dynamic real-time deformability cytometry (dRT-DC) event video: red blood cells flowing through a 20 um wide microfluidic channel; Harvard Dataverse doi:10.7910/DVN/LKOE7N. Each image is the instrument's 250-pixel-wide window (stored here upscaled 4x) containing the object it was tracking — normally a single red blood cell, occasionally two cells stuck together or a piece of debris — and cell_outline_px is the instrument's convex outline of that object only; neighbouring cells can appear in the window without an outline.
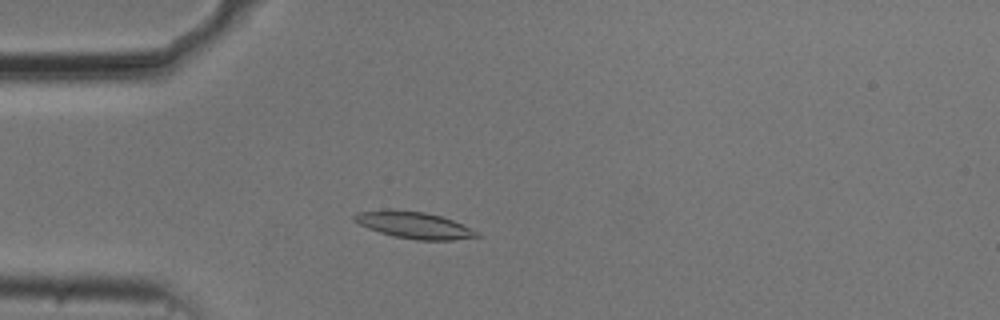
{"species": "common noctule bat (a hibernating species)", "species_latin": "Nyctalus noctula", "temperature_condition": "cold", "stored_images_in_passage": 50, "camera_frame_rate_fps": 3000, "um_per_image_px": 0.085, "animal": {"sex": "male", "body_mass_g": 20.5, "forearm_length_mm": 52.5}, "frame": {"image": 1, "passage_image": 11, "time_ms": 3.333, "image_size_px": [1000, 320], "cell_outline_px": [[480, 236], [452, 240], [416, 240], [392, 236], [368, 228], [352, 220], [352, 216], [356, 212], [384, 208], [392, 208], [424, 212], [440, 216], [452, 220], [476, 232]], "centroid_in_image_um": [35.07, 19.11], "position_along_channel_um": 49.9, "area_um2": 19.13}}
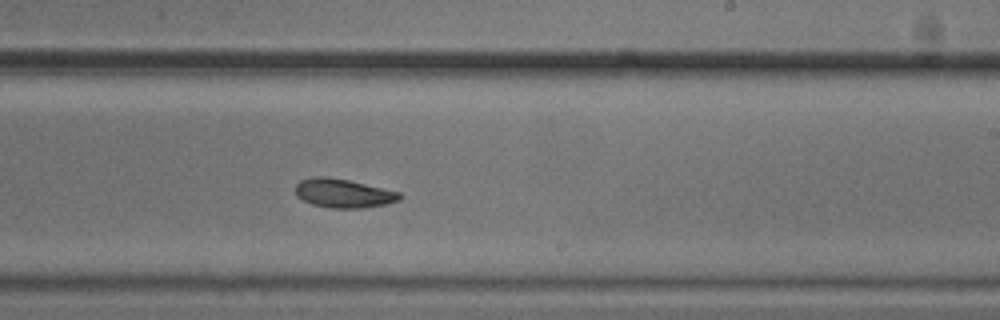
{"frame": {"image": 2, "passage_image": 29, "time_ms": 9.333, "image_size_px": [1000, 320], "cell_outline_px": [[404, 196], [400, 200], [384, 204], [360, 208], [332, 208], [312, 204], [296, 196], [296, 184], [300, 180], [312, 176], [328, 176], [348, 180], [400, 192]], "centroid_in_image_um": [29.18, 16.41], "position_along_channel_um": 259.8, "area_um2": 17.51}}
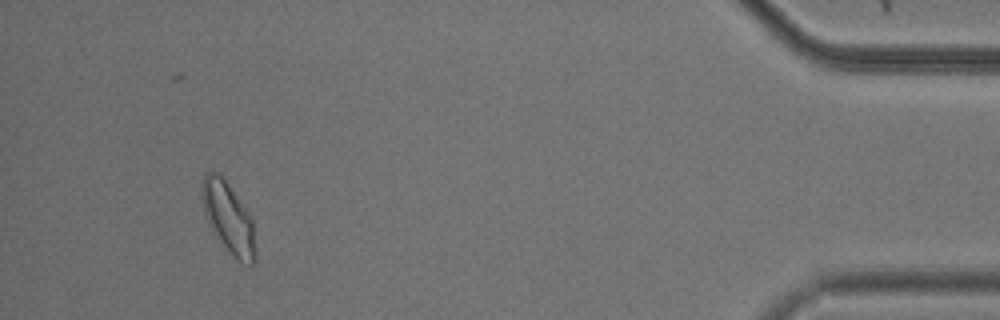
{"frame": {"image": 3, "passage_image": 47, "time_ms": 15.333, "image_size_px": [1000, 320], "cell_outline_px": [[256, 260], [252, 264], [248, 264], [240, 260], [228, 252], [212, 232], [204, 216], [200, 196], [200, 184], [204, 172], [220, 172], [248, 212], [252, 220]], "centroid_in_image_um": [19.34, 18.46], "position_along_channel_um": 415.9, "area_um2": 22.37}, "authors_computed_cell_mechanics": {"area_um2": 17.918, "velocity_mm_per_s": 3.6985, "shape_relaxation_time_tau1_ms": 3.5081, "shape_relaxation_time_tau2_ms": null, "deformation_change_tau1": 0.0997, "deformation_change_tau2": null}}